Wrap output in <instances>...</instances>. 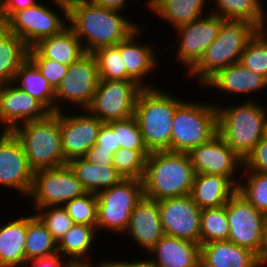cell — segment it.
<instances>
[{"mask_svg":"<svg viewBox=\"0 0 267 267\" xmlns=\"http://www.w3.org/2000/svg\"><path fill=\"white\" fill-rule=\"evenodd\" d=\"M34 171L31 169L23 146L12 131L0 134V185L13 188L23 196L30 193Z\"/></svg>","mask_w":267,"mask_h":267,"instance_id":"cell-17","label":"cell"},{"mask_svg":"<svg viewBox=\"0 0 267 267\" xmlns=\"http://www.w3.org/2000/svg\"><path fill=\"white\" fill-rule=\"evenodd\" d=\"M86 192L69 165L34 172L28 199L34 208L64 205Z\"/></svg>","mask_w":267,"mask_h":267,"instance_id":"cell-10","label":"cell"},{"mask_svg":"<svg viewBox=\"0 0 267 267\" xmlns=\"http://www.w3.org/2000/svg\"><path fill=\"white\" fill-rule=\"evenodd\" d=\"M95 5L111 10L123 12L127 6V0H91Z\"/></svg>","mask_w":267,"mask_h":267,"instance_id":"cell-50","label":"cell"},{"mask_svg":"<svg viewBox=\"0 0 267 267\" xmlns=\"http://www.w3.org/2000/svg\"><path fill=\"white\" fill-rule=\"evenodd\" d=\"M195 177L187 153L150 152L142 179L144 196L156 201L190 195Z\"/></svg>","mask_w":267,"mask_h":267,"instance_id":"cell-2","label":"cell"},{"mask_svg":"<svg viewBox=\"0 0 267 267\" xmlns=\"http://www.w3.org/2000/svg\"><path fill=\"white\" fill-rule=\"evenodd\" d=\"M85 53L81 41L67 26L60 33L45 38L30 48L28 58H48L69 66Z\"/></svg>","mask_w":267,"mask_h":267,"instance_id":"cell-24","label":"cell"},{"mask_svg":"<svg viewBox=\"0 0 267 267\" xmlns=\"http://www.w3.org/2000/svg\"><path fill=\"white\" fill-rule=\"evenodd\" d=\"M187 154L195 174L226 176L238 186L239 181L236 179L241 178L234 177L238 174L237 170L243 168V160L218 133L208 142L191 149Z\"/></svg>","mask_w":267,"mask_h":267,"instance_id":"cell-15","label":"cell"},{"mask_svg":"<svg viewBox=\"0 0 267 267\" xmlns=\"http://www.w3.org/2000/svg\"><path fill=\"white\" fill-rule=\"evenodd\" d=\"M12 132L21 142L34 172L67 165L62 150L60 112L50 113L41 120L22 123Z\"/></svg>","mask_w":267,"mask_h":267,"instance_id":"cell-5","label":"cell"},{"mask_svg":"<svg viewBox=\"0 0 267 267\" xmlns=\"http://www.w3.org/2000/svg\"><path fill=\"white\" fill-rule=\"evenodd\" d=\"M237 192V186L226 176L195 174L191 197L202 209L225 206Z\"/></svg>","mask_w":267,"mask_h":267,"instance_id":"cell-26","label":"cell"},{"mask_svg":"<svg viewBox=\"0 0 267 267\" xmlns=\"http://www.w3.org/2000/svg\"><path fill=\"white\" fill-rule=\"evenodd\" d=\"M229 225L226 205L201 210L200 245L213 241L228 240Z\"/></svg>","mask_w":267,"mask_h":267,"instance_id":"cell-36","label":"cell"},{"mask_svg":"<svg viewBox=\"0 0 267 267\" xmlns=\"http://www.w3.org/2000/svg\"><path fill=\"white\" fill-rule=\"evenodd\" d=\"M107 124L116 134V151L119 148L138 151L145 159L150 155L134 115L126 119L111 121Z\"/></svg>","mask_w":267,"mask_h":267,"instance_id":"cell-35","label":"cell"},{"mask_svg":"<svg viewBox=\"0 0 267 267\" xmlns=\"http://www.w3.org/2000/svg\"><path fill=\"white\" fill-rule=\"evenodd\" d=\"M7 31V23L5 22L1 27H0V37Z\"/></svg>","mask_w":267,"mask_h":267,"instance_id":"cell-54","label":"cell"},{"mask_svg":"<svg viewBox=\"0 0 267 267\" xmlns=\"http://www.w3.org/2000/svg\"><path fill=\"white\" fill-rule=\"evenodd\" d=\"M183 102L176 108L172 126L171 152L188 153L218 133L216 105Z\"/></svg>","mask_w":267,"mask_h":267,"instance_id":"cell-7","label":"cell"},{"mask_svg":"<svg viewBox=\"0 0 267 267\" xmlns=\"http://www.w3.org/2000/svg\"><path fill=\"white\" fill-rule=\"evenodd\" d=\"M83 158L100 167H113V153L110 150L97 149L93 146L84 154Z\"/></svg>","mask_w":267,"mask_h":267,"instance_id":"cell-46","label":"cell"},{"mask_svg":"<svg viewBox=\"0 0 267 267\" xmlns=\"http://www.w3.org/2000/svg\"><path fill=\"white\" fill-rule=\"evenodd\" d=\"M203 86L216 88L231 94H249L267 89V80L256 72L245 68L240 62L231 64L213 75Z\"/></svg>","mask_w":267,"mask_h":267,"instance_id":"cell-25","label":"cell"},{"mask_svg":"<svg viewBox=\"0 0 267 267\" xmlns=\"http://www.w3.org/2000/svg\"><path fill=\"white\" fill-rule=\"evenodd\" d=\"M237 186L242 195L258 211L267 214V172L244 170ZM247 176V178H244ZM247 180V182H245Z\"/></svg>","mask_w":267,"mask_h":267,"instance_id":"cell-37","label":"cell"},{"mask_svg":"<svg viewBox=\"0 0 267 267\" xmlns=\"http://www.w3.org/2000/svg\"><path fill=\"white\" fill-rule=\"evenodd\" d=\"M37 3H39L37 0H0V6L5 20H7L14 12L31 7Z\"/></svg>","mask_w":267,"mask_h":267,"instance_id":"cell-48","label":"cell"},{"mask_svg":"<svg viewBox=\"0 0 267 267\" xmlns=\"http://www.w3.org/2000/svg\"><path fill=\"white\" fill-rule=\"evenodd\" d=\"M94 146L97 149L110 150L113 154L116 152V134L107 123H103L100 127Z\"/></svg>","mask_w":267,"mask_h":267,"instance_id":"cell-45","label":"cell"},{"mask_svg":"<svg viewBox=\"0 0 267 267\" xmlns=\"http://www.w3.org/2000/svg\"><path fill=\"white\" fill-rule=\"evenodd\" d=\"M27 216L0 225V267H24Z\"/></svg>","mask_w":267,"mask_h":267,"instance_id":"cell-27","label":"cell"},{"mask_svg":"<svg viewBox=\"0 0 267 267\" xmlns=\"http://www.w3.org/2000/svg\"><path fill=\"white\" fill-rule=\"evenodd\" d=\"M106 260H100L97 263L100 264L101 267H151L149 261L147 259L145 260H133L134 262H128L126 261H122V260H111V261H107Z\"/></svg>","mask_w":267,"mask_h":267,"instance_id":"cell-49","label":"cell"},{"mask_svg":"<svg viewBox=\"0 0 267 267\" xmlns=\"http://www.w3.org/2000/svg\"><path fill=\"white\" fill-rule=\"evenodd\" d=\"M228 240L254 252L261 261L265 214L236 192L226 203Z\"/></svg>","mask_w":267,"mask_h":267,"instance_id":"cell-13","label":"cell"},{"mask_svg":"<svg viewBox=\"0 0 267 267\" xmlns=\"http://www.w3.org/2000/svg\"><path fill=\"white\" fill-rule=\"evenodd\" d=\"M67 164L89 193L97 194L124 179L114 167H100L83 157L72 159Z\"/></svg>","mask_w":267,"mask_h":267,"instance_id":"cell-30","label":"cell"},{"mask_svg":"<svg viewBox=\"0 0 267 267\" xmlns=\"http://www.w3.org/2000/svg\"><path fill=\"white\" fill-rule=\"evenodd\" d=\"M96 226L73 224L57 242L58 254L71 260L74 264H90L89 251L96 241Z\"/></svg>","mask_w":267,"mask_h":267,"instance_id":"cell-29","label":"cell"},{"mask_svg":"<svg viewBox=\"0 0 267 267\" xmlns=\"http://www.w3.org/2000/svg\"><path fill=\"white\" fill-rule=\"evenodd\" d=\"M100 77L93 53H85L68 67L66 75L55 90V113L61 112L63 101L86 110L91 104ZM61 100V102H60Z\"/></svg>","mask_w":267,"mask_h":267,"instance_id":"cell-12","label":"cell"},{"mask_svg":"<svg viewBox=\"0 0 267 267\" xmlns=\"http://www.w3.org/2000/svg\"><path fill=\"white\" fill-rule=\"evenodd\" d=\"M214 2L210 13L222 17L224 20L247 21L253 23L259 30L267 29V13L261 0H211ZM216 10V11H215ZM266 17V19H265ZM266 27V28H265Z\"/></svg>","mask_w":267,"mask_h":267,"instance_id":"cell-32","label":"cell"},{"mask_svg":"<svg viewBox=\"0 0 267 267\" xmlns=\"http://www.w3.org/2000/svg\"><path fill=\"white\" fill-rule=\"evenodd\" d=\"M259 257L229 240L200 245V267H261Z\"/></svg>","mask_w":267,"mask_h":267,"instance_id":"cell-23","label":"cell"},{"mask_svg":"<svg viewBox=\"0 0 267 267\" xmlns=\"http://www.w3.org/2000/svg\"><path fill=\"white\" fill-rule=\"evenodd\" d=\"M28 50L17 35L6 31L0 37V84L13 81L20 66L28 59Z\"/></svg>","mask_w":267,"mask_h":267,"instance_id":"cell-33","label":"cell"},{"mask_svg":"<svg viewBox=\"0 0 267 267\" xmlns=\"http://www.w3.org/2000/svg\"><path fill=\"white\" fill-rule=\"evenodd\" d=\"M63 207L68 212L73 223L96 226L97 222V195L85 193L83 196L66 202Z\"/></svg>","mask_w":267,"mask_h":267,"instance_id":"cell-41","label":"cell"},{"mask_svg":"<svg viewBox=\"0 0 267 267\" xmlns=\"http://www.w3.org/2000/svg\"><path fill=\"white\" fill-rule=\"evenodd\" d=\"M254 101L227 107L215 104L218 134L242 160L267 135V108Z\"/></svg>","mask_w":267,"mask_h":267,"instance_id":"cell-3","label":"cell"},{"mask_svg":"<svg viewBox=\"0 0 267 267\" xmlns=\"http://www.w3.org/2000/svg\"><path fill=\"white\" fill-rule=\"evenodd\" d=\"M12 83L55 113V90L29 59L20 66Z\"/></svg>","mask_w":267,"mask_h":267,"instance_id":"cell-31","label":"cell"},{"mask_svg":"<svg viewBox=\"0 0 267 267\" xmlns=\"http://www.w3.org/2000/svg\"><path fill=\"white\" fill-rule=\"evenodd\" d=\"M51 112L36 98L12 82L0 84V123L3 131H12L16 126L41 120Z\"/></svg>","mask_w":267,"mask_h":267,"instance_id":"cell-19","label":"cell"},{"mask_svg":"<svg viewBox=\"0 0 267 267\" xmlns=\"http://www.w3.org/2000/svg\"><path fill=\"white\" fill-rule=\"evenodd\" d=\"M56 90L68 71V65L48 58H28Z\"/></svg>","mask_w":267,"mask_h":267,"instance_id":"cell-43","label":"cell"},{"mask_svg":"<svg viewBox=\"0 0 267 267\" xmlns=\"http://www.w3.org/2000/svg\"><path fill=\"white\" fill-rule=\"evenodd\" d=\"M59 254H54L48 257H43L39 259L29 260L24 263V267H73L74 263L71 260H65ZM28 264V265H27Z\"/></svg>","mask_w":267,"mask_h":267,"instance_id":"cell-47","label":"cell"},{"mask_svg":"<svg viewBox=\"0 0 267 267\" xmlns=\"http://www.w3.org/2000/svg\"><path fill=\"white\" fill-rule=\"evenodd\" d=\"M149 254L151 267H200V244L189 240L164 234Z\"/></svg>","mask_w":267,"mask_h":267,"instance_id":"cell-21","label":"cell"},{"mask_svg":"<svg viewBox=\"0 0 267 267\" xmlns=\"http://www.w3.org/2000/svg\"><path fill=\"white\" fill-rule=\"evenodd\" d=\"M146 159L138 152L119 148L113 154V167L123 178L142 180L145 173Z\"/></svg>","mask_w":267,"mask_h":267,"instance_id":"cell-42","label":"cell"},{"mask_svg":"<svg viewBox=\"0 0 267 267\" xmlns=\"http://www.w3.org/2000/svg\"><path fill=\"white\" fill-rule=\"evenodd\" d=\"M261 263L266 265L267 263V214L264 219V230H263V246L261 251Z\"/></svg>","mask_w":267,"mask_h":267,"instance_id":"cell-51","label":"cell"},{"mask_svg":"<svg viewBox=\"0 0 267 267\" xmlns=\"http://www.w3.org/2000/svg\"><path fill=\"white\" fill-rule=\"evenodd\" d=\"M96 195L98 232L107 229L122 234L128 228L132 211L144 196L143 181L124 178Z\"/></svg>","mask_w":267,"mask_h":267,"instance_id":"cell-8","label":"cell"},{"mask_svg":"<svg viewBox=\"0 0 267 267\" xmlns=\"http://www.w3.org/2000/svg\"><path fill=\"white\" fill-rule=\"evenodd\" d=\"M6 22L3 11L0 6V27Z\"/></svg>","mask_w":267,"mask_h":267,"instance_id":"cell-53","label":"cell"},{"mask_svg":"<svg viewBox=\"0 0 267 267\" xmlns=\"http://www.w3.org/2000/svg\"><path fill=\"white\" fill-rule=\"evenodd\" d=\"M53 2L63 11V17L50 9L51 7L39 2L14 12L6 20L7 31L17 35L29 49L41 40L60 33L68 26V3L67 0H53Z\"/></svg>","mask_w":267,"mask_h":267,"instance_id":"cell-9","label":"cell"},{"mask_svg":"<svg viewBox=\"0 0 267 267\" xmlns=\"http://www.w3.org/2000/svg\"><path fill=\"white\" fill-rule=\"evenodd\" d=\"M182 102L156 87L138 93L134 116L149 152L171 151L174 113Z\"/></svg>","mask_w":267,"mask_h":267,"instance_id":"cell-4","label":"cell"},{"mask_svg":"<svg viewBox=\"0 0 267 267\" xmlns=\"http://www.w3.org/2000/svg\"><path fill=\"white\" fill-rule=\"evenodd\" d=\"M225 20L215 14L201 17L175 29L179 35L175 59L187 67V73L200 61L214 42Z\"/></svg>","mask_w":267,"mask_h":267,"instance_id":"cell-14","label":"cell"},{"mask_svg":"<svg viewBox=\"0 0 267 267\" xmlns=\"http://www.w3.org/2000/svg\"><path fill=\"white\" fill-rule=\"evenodd\" d=\"M126 233L149 252L164 235L158 201L143 196L131 213Z\"/></svg>","mask_w":267,"mask_h":267,"instance_id":"cell-20","label":"cell"},{"mask_svg":"<svg viewBox=\"0 0 267 267\" xmlns=\"http://www.w3.org/2000/svg\"><path fill=\"white\" fill-rule=\"evenodd\" d=\"M73 267H101L99 263H93L92 262L90 264H74Z\"/></svg>","mask_w":267,"mask_h":267,"instance_id":"cell-52","label":"cell"},{"mask_svg":"<svg viewBox=\"0 0 267 267\" xmlns=\"http://www.w3.org/2000/svg\"><path fill=\"white\" fill-rule=\"evenodd\" d=\"M165 235L200 244L201 209L191 195L158 201Z\"/></svg>","mask_w":267,"mask_h":267,"instance_id":"cell-16","label":"cell"},{"mask_svg":"<svg viewBox=\"0 0 267 267\" xmlns=\"http://www.w3.org/2000/svg\"><path fill=\"white\" fill-rule=\"evenodd\" d=\"M34 209V215L47 228L56 242H58L74 224L62 205Z\"/></svg>","mask_w":267,"mask_h":267,"instance_id":"cell-40","label":"cell"},{"mask_svg":"<svg viewBox=\"0 0 267 267\" xmlns=\"http://www.w3.org/2000/svg\"><path fill=\"white\" fill-rule=\"evenodd\" d=\"M25 254L26 261L58 254L57 242L34 213L27 215Z\"/></svg>","mask_w":267,"mask_h":267,"instance_id":"cell-34","label":"cell"},{"mask_svg":"<svg viewBox=\"0 0 267 267\" xmlns=\"http://www.w3.org/2000/svg\"><path fill=\"white\" fill-rule=\"evenodd\" d=\"M267 30L260 29L249 40L240 63L250 71L262 75L267 80Z\"/></svg>","mask_w":267,"mask_h":267,"instance_id":"cell-38","label":"cell"},{"mask_svg":"<svg viewBox=\"0 0 267 267\" xmlns=\"http://www.w3.org/2000/svg\"><path fill=\"white\" fill-rule=\"evenodd\" d=\"M258 30L247 21L225 20L214 42L187 76L194 77L202 85L219 70L238 63L247 43Z\"/></svg>","mask_w":267,"mask_h":267,"instance_id":"cell-6","label":"cell"},{"mask_svg":"<svg viewBox=\"0 0 267 267\" xmlns=\"http://www.w3.org/2000/svg\"><path fill=\"white\" fill-rule=\"evenodd\" d=\"M243 169L255 172H267V135L243 160Z\"/></svg>","mask_w":267,"mask_h":267,"instance_id":"cell-44","label":"cell"},{"mask_svg":"<svg viewBox=\"0 0 267 267\" xmlns=\"http://www.w3.org/2000/svg\"><path fill=\"white\" fill-rule=\"evenodd\" d=\"M148 9L166 20L174 29L204 17L207 0H147Z\"/></svg>","mask_w":267,"mask_h":267,"instance_id":"cell-28","label":"cell"},{"mask_svg":"<svg viewBox=\"0 0 267 267\" xmlns=\"http://www.w3.org/2000/svg\"><path fill=\"white\" fill-rule=\"evenodd\" d=\"M142 30L140 26L126 40L119 42L116 47L120 50L127 74L142 88H155L152 86L153 84L150 85L143 80L144 76H148L152 70L155 71L158 58L153 53L155 50L150 47V44H142L137 41Z\"/></svg>","mask_w":267,"mask_h":267,"instance_id":"cell-22","label":"cell"},{"mask_svg":"<svg viewBox=\"0 0 267 267\" xmlns=\"http://www.w3.org/2000/svg\"><path fill=\"white\" fill-rule=\"evenodd\" d=\"M141 89L134 80L100 79L86 110L103 123L129 118L134 115L136 98Z\"/></svg>","mask_w":267,"mask_h":267,"instance_id":"cell-11","label":"cell"},{"mask_svg":"<svg viewBox=\"0 0 267 267\" xmlns=\"http://www.w3.org/2000/svg\"><path fill=\"white\" fill-rule=\"evenodd\" d=\"M67 3L68 26L86 53L116 46L140 27L126 14L123 16L120 11L97 6L91 0H67Z\"/></svg>","mask_w":267,"mask_h":267,"instance_id":"cell-1","label":"cell"},{"mask_svg":"<svg viewBox=\"0 0 267 267\" xmlns=\"http://www.w3.org/2000/svg\"><path fill=\"white\" fill-rule=\"evenodd\" d=\"M98 65L99 77L105 80H133L128 74L116 46L102 47L93 52Z\"/></svg>","mask_w":267,"mask_h":267,"instance_id":"cell-39","label":"cell"},{"mask_svg":"<svg viewBox=\"0 0 267 267\" xmlns=\"http://www.w3.org/2000/svg\"><path fill=\"white\" fill-rule=\"evenodd\" d=\"M84 114H67L60 112V129L64 159L83 157L97 141L98 131L103 122L91 115L87 110Z\"/></svg>","mask_w":267,"mask_h":267,"instance_id":"cell-18","label":"cell"}]
</instances>
